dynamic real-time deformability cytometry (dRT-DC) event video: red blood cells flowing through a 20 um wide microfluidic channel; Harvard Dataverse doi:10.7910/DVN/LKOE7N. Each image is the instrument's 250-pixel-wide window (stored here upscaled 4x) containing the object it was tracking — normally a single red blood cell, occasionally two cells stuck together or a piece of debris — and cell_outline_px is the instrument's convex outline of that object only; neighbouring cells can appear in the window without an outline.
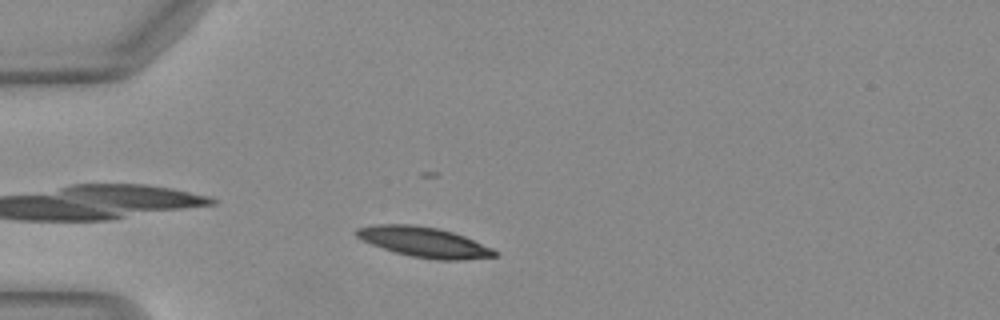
{"species": "Egyptian fruit bat (a non-hibernating species)", "species_latin": "Rousettus aegyptiacus", "temperature_condition": "warm", "stored_images_in_passage": 41, "camera_frame_rate_fps": 3000, "um_per_image_px": 0.085, "animal": {"sex": "female"}, "frame": {"image": 1, "passage_image": 5, "time_ms": 1.333, "image_size_px": [1000, 320], "cell_outline_px": [[496, 256], [460, 260], [436, 260], [412, 256], [396, 252], [372, 244], [356, 236], [352, 232], [356, 228], [372, 224], [412, 224], [440, 228], [464, 236], [492, 248], [496, 252]], "centroid_in_image_um": [36.01, 20.56], "position_along_channel_um": 49.0, "area_um2": 24.16}}
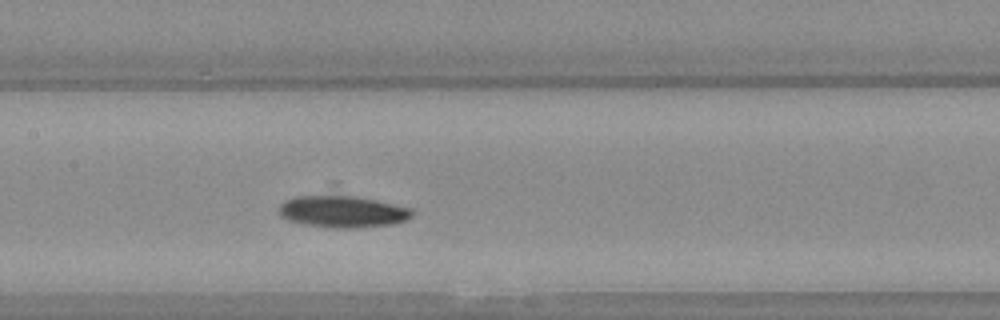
{"frame": {"image": 2, "passage_image": 16, "time_ms": 5.0, "image_size_px": [1000, 320], "cell_outline_px": [[412, 216], [404, 220], [392, 224], [352, 228], [336, 228], [304, 224], [288, 220], [280, 216], [280, 204], [284, 200], [296, 196], [356, 196], [376, 200], [412, 208]], "centroid_in_image_um": [29.1, 17.98], "position_along_channel_um": 178.3, "area_um2": 24.39}}
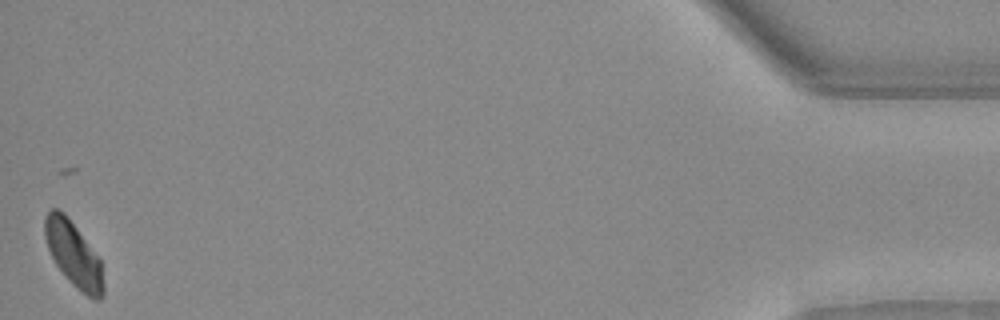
{"frame": {"image": 3, "passage_image": 41, "time_ms": 13.333, "image_size_px": [1000, 320], "cell_outline_px": [[104, 296], [100, 300], [92, 300], [72, 284], [68, 280], [56, 264], [48, 248], [44, 236], [44, 216], [52, 208], [56, 208], [64, 212], [100, 260], [104, 284]], "centroid_in_image_um": [6.25, 21.64], "position_along_channel_um": 429.0, "area_um2": 22.02}}